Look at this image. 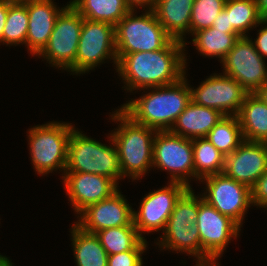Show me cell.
<instances>
[{
  "mask_svg": "<svg viewBox=\"0 0 267 266\" xmlns=\"http://www.w3.org/2000/svg\"><path fill=\"white\" fill-rule=\"evenodd\" d=\"M224 9L229 13L230 24L240 36H248V30L262 22L256 0H226Z\"/></svg>",
  "mask_w": 267,
  "mask_h": 266,
  "instance_id": "83f0119b",
  "label": "cell"
},
{
  "mask_svg": "<svg viewBox=\"0 0 267 266\" xmlns=\"http://www.w3.org/2000/svg\"><path fill=\"white\" fill-rule=\"evenodd\" d=\"M25 4L29 20L26 46L32 56H37L47 45L56 19L65 7L58 9L52 0H39Z\"/></svg>",
  "mask_w": 267,
  "mask_h": 266,
  "instance_id": "ac0fdd59",
  "label": "cell"
},
{
  "mask_svg": "<svg viewBox=\"0 0 267 266\" xmlns=\"http://www.w3.org/2000/svg\"><path fill=\"white\" fill-rule=\"evenodd\" d=\"M96 235L108 256L130 251L142 240L133 222L129 226L98 231Z\"/></svg>",
  "mask_w": 267,
  "mask_h": 266,
  "instance_id": "f1b7e54d",
  "label": "cell"
},
{
  "mask_svg": "<svg viewBox=\"0 0 267 266\" xmlns=\"http://www.w3.org/2000/svg\"><path fill=\"white\" fill-rule=\"evenodd\" d=\"M0 266H14L6 256L0 255Z\"/></svg>",
  "mask_w": 267,
  "mask_h": 266,
  "instance_id": "60d3db41",
  "label": "cell"
},
{
  "mask_svg": "<svg viewBox=\"0 0 267 266\" xmlns=\"http://www.w3.org/2000/svg\"><path fill=\"white\" fill-rule=\"evenodd\" d=\"M83 17L69 3L58 15L47 45L37 55L56 68L75 74V58Z\"/></svg>",
  "mask_w": 267,
  "mask_h": 266,
  "instance_id": "52a82bcc",
  "label": "cell"
},
{
  "mask_svg": "<svg viewBox=\"0 0 267 266\" xmlns=\"http://www.w3.org/2000/svg\"><path fill=\"white\" fill-rule=\"evenodd\" d=\"M153 167L167 170L171 182H180L191 188L188 178H194L192 139L170 130L157 131L153 141Z\"/></svg>",
  "mask_w": 267,
  "mask_h": 266,
  "instance_id": "ba28073f",
  "label": "cell"
},
{
  "mask_svg": "<svg viewBox=\"0 0 267 266\" xmlns=\"http://www.w3.org/2000/svg\"><path fill=\"white\" fill-rule=\"evenodd\" d=\"M212 27L218 30H234L230 24L229 13L224 8L214 19Z\"/></svg>",
  "mask_w": 267,
  "mask_h": 266,
  "instance_id": "d590c367",
  "label": "cell"
},
{
  "mask_svg": "<svg viewBox=\"0 0 267 266\" xmlns=\"http://www.w3.org/2000/svg\"><path fill=\"white\" fill-rule=\"evenodd\" d=\"M9 3H19V4H25L29 2L39 1V0H7Z\"/></svg>",
  "mask_w": 267,
  "mask_h": 266,
  "instance_id": "7bdbcfd3",
  "label": "cell"
},
{
  "mask_svg": "<svg viewBox=\"0 0 267 266\" xmlns=\"http://www.w3.org/2000/svg\"><path fill=\"white\" fill-rule=\"evenodd\" d=\"M226 0H194L190 19L191 35L210 28L214 19L223 10Z\"/></svg>",
  "mask_w": 267,
  "mask_h": 266,
  "instance_id": "1f68e13d",
  "label": "cell"
},
{
  "mask_svg": "<svg viewBox=\"0 0 267 266\" xmlns=\"http://www.w3.org/2000/svg\"><path fill=\"white\" fill-rule=\"evenodd\" d=\"M223 116L218 110L191 101L178 116L170 131L188 139L206 137Z\"/></svg>",
  "mask_w": 267,
  "mask_h": 266,
  "instance_id": "ffe728a7",
  "label": "cell"
},
{
  "mask_svg": "<svg viewBox=\"0 0 267 266\" xmlns=\"http://www.w3.org/2000/svg\"><path fill=\"white\" fill-rule=\"evenodd\" d=\"M163 236L160 237L159 247L180 252L188 253L193 257H197L200 262V235L196 224L187 225L186 228L175 230H164Z\"/></svg>",
  "mask_w": 267,
  "mask_h": 266,
  "instance_id": "4316f807",
  "label": "cell"
},
{
  "mask_svg": "<svg viewBox=\"0 0 267 266\" xmlns=\"http://www.w3.org/2000/svg\"><path fill=\"white\" fill-rule=\"evenodd\" d=\"M198 212L199 196L194 194L192 188H188L176 201L165 230L181 229L196 224Z\"/></svg>",
  "mask_w": 267,
  "mask_h": 266,
  "instance_id": "4dcf8cb0",
  "label": "cell"
},
{
  "mask_svg": "<svg viewBox=\"0 0 267 266\" xmlns=\"http://www.w3.org/2000/svg\"><path fill=\"white\" fill-rule=\"evenodd\" d=\"M196 266H219L216 260L206 261V262H196Z\"/></svg>",
  "mask_w": 267,
  "mask_h": 266,
  "instance_id": "b9f144b4",
  "label": "cell"
},
{
  "mask_svg": "<svg viewBox=\"0 0 267 266\" xmlns=\"http://www.w3.org/2000/svg\"><path fill=\"white\" fill-rule=\"evenodd\" d=\"M191 89V101L213 108L224 116H237L248 92L228 75L216 74L206 78L196 89Z\"/></svg>",
  "mask_w": 267,
  "mask_h": 266,
  "instance_id": "5bb4252c",
  "label": "cell"
},
{
  "mask_svg": "<svg viewBox=\"0 0 267 266\" xmlns=\"http://www.w3.org/2000/svg\"><path fill=\"white\" fill-rule=\"evenodd\" d=\"M74 127L54 121L28 130L30 157L37 174L45 175L59 169L64 175L68 141Z\"/></svg>",
  "mask_w": 267,
  "mask_h": 266,
  "instance_id": "5b68a950",
  "label": "cell"
},
{
  "mask_svg": "<svg viewBox=\"0 0 267 266\" xmlns=\"http://www.w3.org/2000/svg\"><path fill=\"white\" fill-rule=\"evenodd\" d=\"M83 132L72 129L68 141L67 164L65 172H80L102 175L112 179L117 185L123 179L119 153L112 139L110 146L87 137Z\"/></svg>",
  "mask_w": 267,
  "mask_h": 266,
  "instance_id": "277c9868",
  "label": "cell"
},
{
  "mask_svg": "<svg viewBox=\"0 0 267 266\" xmlns=\"http://www.w3.org/2000/svg\"><path fill=\"white\" fill-rule=\"evenodd\" d=\"M130 10L115 26L117 55L163 49L172 38L157 20L153 10L137 16Z\"/></svg>",
  "mask_w": 267,
  "mask_h": 266,
  "instance_id": "8992f818",
  "label": "cell"
},
{
  "mask_svg": "<svg viewBox=\"0 0 267 266\" xmlns=\"http://www.w3.org/2000/svg\"><path fill=\"white\" fill-rule=\"evenodd\" d=\"M62 180L73 210L80 214L89 205L98 203L118 191V185L110 178L80 172H64Z\"/></svg>",
  "mask_w": 267,
  "mask_h": 266,
  "instance_id": "2e32d148",
  "label": "cell"
},
{
  "mask_svg": "<svg viewBox=\"0 0 267 266\" xmlns=\"http://www.w3.org/2000/svg\"><path fill=\"white\" fill-rule=\"evenodd\" d=\"M111 116L119 122L110 135L117 146L123 177L138 180L153 168V141L157 131L134 122L120 108Z\"/></svg>",
  "mask_w": 267,
  "mask_h": 266,
  "instance_id": "3957f363",
  "label": "cell"
},
{
  "mask_svg": "<svg viewBox=\"0 0 267 266\" xmlns=\"http://www.w3.org/2000/svg\"><path fill=\"white\" fill-rule=\"evenodd\" d=\"M28 21L26 4L8 2V15L3 28L2 43L7 46L26 44Z\"/></svg>",
  "mask_w": 267,
  "mask_h": 266,
  "instance_id": "f546056e",
  "label": "cell"
},
{
  "mask_svg": "<svg viewBox=\"0 0 267 266\" xmlns=\"http://www.w3.org/2000/svg\"><path fill=\"white\" fill-rule=\"evenodd\" d=\"M180 182H169L168 186L149 192L143 197L139 211L133 210V223L139 236L144 232L164 231L176 201L188 189Z\"/></svg>",
  "mask_w": 267,
  "mask_h": 266,
  "instance_id": "4fadbf2b",
  "label": "cell"
},
{
  "mask_svg": "<svg viewBox=\"0 0 267 266\" xmlns=\"http://www.w3.org/2000/svg\"><path fill=\"white\" fill-rule=\"evenodd\" d=\"M267 170L265 142L243 141L236 150L225 156L224 173L250 189Z\"/></svg>",
  "mask_w": 267,
  "mask_h": 266,
  "instance_id": "e0dca14e",
  "label": "cell"
},
{
  "mask_svg": "<svg viewBox=\"0 0 267 266\" xmlns=\"http://www.w3.org/2000/svg\"><path fill=\"white\" fill-rule=\"evenodd\" d=\"M184 77L171 85L152 88L139 99H131L121 110L134 122L155 129L170 130L191 102V89Z\"/></svg>",
  "mask_w": 267,
  "mask_h": 266,
  "instance_id": "7a4b0ae2",
  "label": "cell"
},
{
  "mask_svg": "<svg viewBox=\"0 0 267 266\" xmlns=\"http://www.w3.org/2000/svg\"><path fill=\"white\" fill-rule=\"evenodd\" d=\"M125 2L131 10L138 9V7H142L144 10L145 7L147 10H153L156 0H125Z\"/></svg>",
  "mask_w": 267,
  "mask_h": 266,
  "instance_id": "8d00e7d4",
  "label": "cell"
},
{
  "mask_svg": "<svg viewBox=\"0 0 267 266\" xmlns=\"http://www.w3.org/2000/svg\"><path fill=\"white\" fill-rule=\"evenodd\" d=\"M133 210L118 190L109 198L89 205L75 223L83 230L96 234L107 228L129 226L133 222Z\"/></svg>",
  "mask_w": 267,
  "mask_h": 266,
  "instance_id": "9a60e30c",
  "label": "cell"
},
{
  "mask_svg": "<svg viewBox=\"0 0 267 266\" xmlns=\"http://www.w3.org/2000/svg\"><path fill=\"white\" fill-rule=\"evenodd\" d=\"M252 205L267 208V170L251 188Z\"/></svg>",
  "mask_w": 267,
  "mask_h": 266,
  "instance_id": "836d02e7",
  "label": "cell"
},
{
  "mask_svg": "<svg viewBox=\"0 0 267 266\" xmlns=\"http://www.w3.org/2000/svg\"><path fill=\"white\" fill-rule=\"evenodd\" d=\"M107 59H112L117 66L115 27L106 22L83 18L75 58V74L89 72Z\"/></svg>",
  "mask_w": 267,
  "mask_h": 266,
  "instance_id": "9c48e42d",
  "label": "cell"
},
{
  "mask_svg": "<svg viewBox=\"0 0 267 266\" xmlns=\"http://www.w3.org/2000/svg\"><path fill=\"white\" fill-rule=\"evenodd\" d=\"M194 178H203L222 173L225 168V155L206 137L192 139Z\"/></svg>",
  "mask_w": 267,
  "mask_h": 266,
  "instance_id": "d4e9b609",
  "label": "cell"
},
{
  "mask_svg": "<svg viewBox=\"0 0 267 266\" xmlns=\"http://www.w3.org/2000/svg\"><path fill=\"white\" fill-rule=\"evenodd\" d=\"M237 117L245 141L267 142V104L258 95H246Z\"/></svg>",
  "mask_w": 267,
  "mask_h": 266,
  "instance_id": "44dd1931",
  "label": "cell"
},
{
  "mask_svg": "<svg viewBox=\"0 0 267 266\" xmlns=\"http://www.w3.org/2000/svg\"><path fill=\"white\" fill-rule=\"evenodd\" d=\"M194 0H156L153 12L167 34L174 40L185 42L190 34V19Z\"/></svg>",
  "mask_w": 267,
  "mask_h": 266,
  "instance_id": "d6986e66",
  "label": "cell"
},
{
  "mask_svg": "<svg viewBox=\"0 0 267 266\" xmlns=\"http://www.w3.org/2000/svg\"><path fill=\"white\" fill-rule=\"evenodd\" d=\"M196 226L200 235V262L218 260L230 240L237 238L240 227L229 217L199 197Z\"/></svg>",
  "mask_w": 267,
  "mask_h": 266,
  "instance_id": "30bf717a",
  "label": "cell"
},
{
  "mask_svg": "<svg viewBox=\"0 0 267 266\" xmlns=\"http://www.w3.org/2000/svg\"><path fill=\"white\" fill-rule=\"evenodd\" d=\"M146 240H141L132 250L108 256V266H143L142 254L147 249Z\"/></svg>",
  "mask_w": 267,
  "mask_h": 266,
  "instance_id": "d6a6232c",
  "label": "cell"
},
{
  "mask_svg": "<svg viewBox=\"0 0 267 266\" xmlns=\"http://www.w3.org/2000/svg\"><path fill=\"white\" fill-rule=\"evenodd\" d=\"M69 3L83 18L114 27L131 10L125 0H72Z\"/></svg>",
  "mask_w": 267,
  "mask_h": 266,
  "instance_id": "603a6c76",
  "label": "cell"
},
{
  "mask_svg": "<svg viewBox=\"0 0 267 266\" xmlns=\"http://www.w3.org/2000/svg\"><path fill=\"white\" fill-rule=\"evenodd\" d=\"M262 20H267V0H256Z\"/></svg>",
  "mask_w": 267,
  "mask_h": 266,
  "instance_id": "f35d334b",
  "label": "cell"
},
{
  "mask_svg": "<svg viewBox=\"0 0 267 266\" xmlns=\"http://www.w3.org/2000/svg\"><path fill=\"white\" fill-rule=\"evenodd\" d=\"M206 138L225 156L244 141L237 116H223Z\"/></svg>",
  "mask_w": 267,
  "mask_h": 266,
  "instance_id": "484cf974",
  "label": "cell"
},
{
  "mask_svg": "<svg viewBox=\"0 0 267 266\" xmlns=\"http://www.w3.org/2000/svg\"><path fill=\"white\" fill-rule=\"evenodd\" d=\"M8 15V1L0 0V43H2L3 28Z\"/></svg>",
  "mask_w": 267,
  "mask_h": 266,
  "instance_id": "74e56055",
  "label": "cell"
},
{
  "mask_svg": "<svg viewBox=\"0 0 267 266\" xmlns=\"http://www.w3.org/2000/svg\"><path fill=\"white\" fill-rule=\"evenodd\" d=\"M262 28L259 31L258 36L254 39V46L257 52L262 58H267V20H262L260 23ZM265 25V27H263Z\"/></svg>",
  "mask_w": 267,
  "mask_h": 266,
  "instance_id": "e575fe53",
  "label": "cell"
},
{
  "mask_svg": "<svg viewBox=\"0 0 267 266\" xmlns=\"http://www.w3.org/2000/svg\"><path fill=\"white\" fill-rule=\"evenodd\" d=\"M203 179L206 183V191L202 194L203 200L241 228L244 215L252 206L251 189L231 179L224 172Z\"/></svg>",
  "mask_w": 267,
  "mask_h": 266,
  "instance_id": "7c38bea8",
  "label": "cell"
},
{
  "mask_svg": "<svg viewBox=\"0 0 267 266\" xmlns=\"http://www.w3.org/2000/svg\"><path fill=\"white\" fill-rule=\"evenodd\" d=\"M184 51L185 44L172 39L161 50L117 55L116 72L131 92L171 85L186 75Z\"/></svg>",
  "mask_w": 267,
  "mask_h": 266,
  "instance_id": "6da1fadb",
  "label": "cell"
},
{
  "mask_svg": "<svg viewBox=\"0 0 267 266\" xmlns=\"http://www.w3.org/2000/svg\"><path fill=\"white\" fill-rule=\"evenodd\" d=\"M192 42L200 55L218 57L221 61L241 37L235 30H218L213 27L192 34Z\"/></svg>",
  "mask_w": 267,
  "mask_h": 266,
  "instance_id": "cb8c5ba5",
  "label": "cell"
},
{
  "mask_svg": "<svg viewBox=\"0 0 267 266\" xmlns=\"http://www.w3.org/2000/svg\"><path fill=\"white\" fill-rule=\"evenodd\" d=\"M256 95L267 104V82H265L256 92Z\"/></svg>",
  "mask_w": 267,
  "mask_h": 266,
  "instance_id": "ab89813d",
  "label": "cell"
},
{
  "mask_svg": "<svg viewBox=\"0 0 267 266\" xmlns=\"http://www.w3.org/2000/svg\"><path fill=\"white\" fill-rule=\"evenodd\" d=\"M225 75L234 78L248 93L267 82V66L249 36H241L221 60Z\"/></svg>",
  "mask_w": 267,
  "mask_h": 266,
  "instance_id": "8fae6325",
  "label": "cell"
},
{
  "mask_svg": "<svg viewBox=\"0 0 267 266\" xmlns=\"http://www.w3.org/2000/svg\"><path fill=\"white\" fill-rule=\"evenodd\" d=\"M71 234L77 266H108V254L95 233H89L74 223Z\"/></svg>",
  "mask_w": 267,
  "mask_h": 266,
  "instance_id": "7402d4cb",
  "label": "cell"
}]
</instances>
